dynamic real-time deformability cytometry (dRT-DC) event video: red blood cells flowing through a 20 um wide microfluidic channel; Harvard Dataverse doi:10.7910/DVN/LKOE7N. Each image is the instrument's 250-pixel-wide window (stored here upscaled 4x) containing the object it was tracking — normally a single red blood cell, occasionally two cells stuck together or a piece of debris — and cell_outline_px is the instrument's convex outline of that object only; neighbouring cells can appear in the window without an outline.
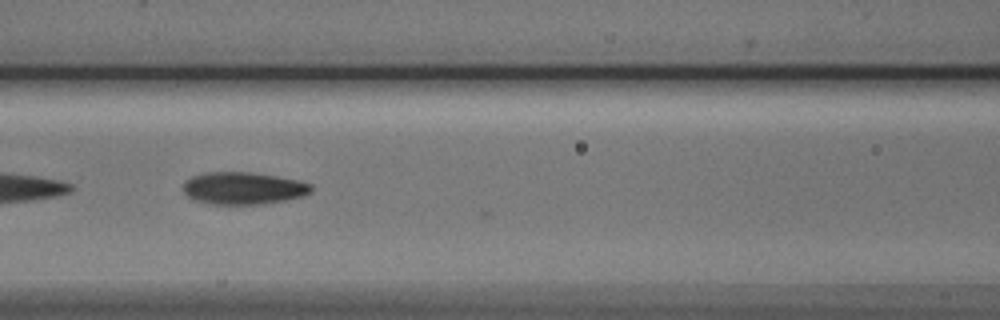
{"species": "Egyptian fruit bat (a non-hibernating species)", "species_latin": "Rousettus aegyptiacus", "temperature_condition": "cold", "stored_images_in_passage": 15, "camera_frame_rate_fps": 3000, "um_per_image_px": 0.085, "animal": {"sex": "male"}, "frame": {"image": 1, "passage_image": 6, "time_ms": 1.667, "image_size_px": [1000, 320], "cell_outline_px": [[312, 192], [304, 196], [264, 204], [212, 204], [192, 200], [184, 192], [184, 180], [192, 176], [208, 172], [248, 172], [276, 176], [296, 180], [312, 184]], "centroid_in_image_um": [20.67, 16.0], "position_along_channel_um": 145.9, "area_um2": 24.1}}